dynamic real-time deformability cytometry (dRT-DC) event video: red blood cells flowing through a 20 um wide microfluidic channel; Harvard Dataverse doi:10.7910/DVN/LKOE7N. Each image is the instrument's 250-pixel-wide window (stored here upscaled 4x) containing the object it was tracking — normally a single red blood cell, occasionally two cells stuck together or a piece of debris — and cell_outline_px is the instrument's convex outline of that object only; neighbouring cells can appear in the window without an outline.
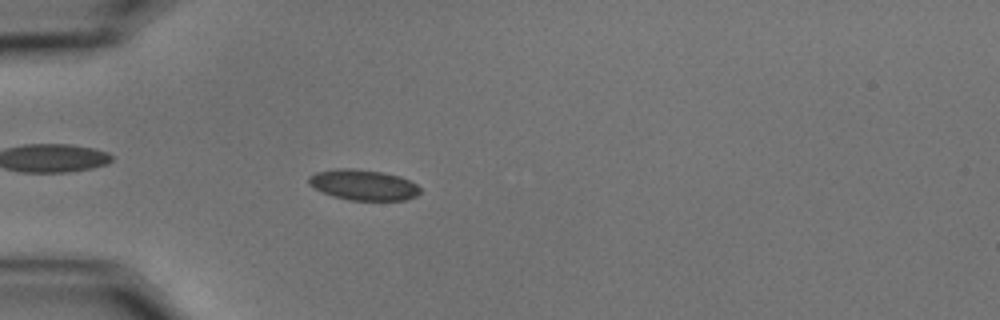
{"species": "common noctule bat (a hibernating species)", "species_latin": "Nyctalus noctula", "temperature_condition": "cold", "stored_images_in_passage": 59, "camera_frame_rate_fps": 3000, "um_per_image_px": 0.085, "animal": {"sex": "male", "body_mass_g": 15.6}, "frame": {"image": 1, "passage_image": 18, "time_ms": 5.667, "image_size_px": [1000, 320], "cell_outline_px": [[420, 192], [416, 196], [404, 200], [348, 200], [332, 196], [308, 184], [308, 176], [316, 172], [336, 168], [356, 168], [380, 172], [400, 176], [416, 184], [420, 188]], "centroid_in_image_um": [30.86, 15.71], "position_along_channel_um": 54.1, "area_um2": 19.83}}
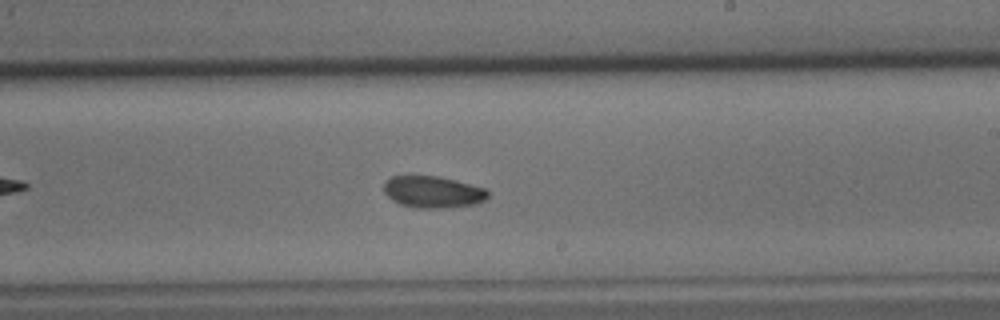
{"frame": {"image": 2, "passage_image": 36, "time_ms": 11.667, "image_size_px": [1000, 320], "cell_outline_px": [[488, 196], [484, 200], [476, 204], [448, 208], [416, 208], [400, 204], [392, 200], [384, 192], [384, 184], [392, 176], [436, 176], [488, 188]], "centroid_in_image_um": [36.82, 16.33], "position_along_channel_um": 252.2, "area_um2": 19.25}}
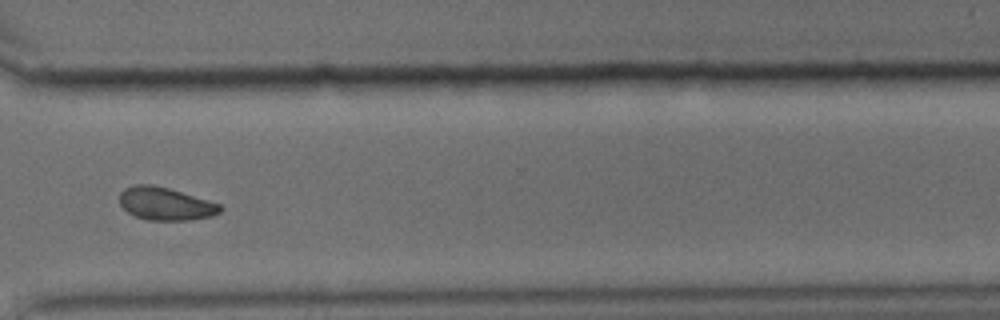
{"frame": {"image": 3, "passage_image": 45, "time_ms": 14.667, "image_size_px": [1000, 320], "cell_outline_px": [[224, 208], [220, 212], [212, 216], [192, 220], [144, 220], [128, 212], [120, 204], [120, 192], [124, 188], [136, 184], [152, 184], [168, 188], [208, 200], [220, 204]], "centroid_in_image_um": [14.07, 17.32], "position_along_channel_um": 356.5, "area_um2": 19.31}, "authors_computed_cell_mechanics": {"area_um2": 19.1318, "velocity_mm_per_s": 3.4764, "shape_relaxation_time_tau1_ms": 4.4915, "shape_relaxation_time_tau2_ms": 3.3324, "deformation_change_tau1": 0.0988, "deformation_change_tau2": 0.0699}}